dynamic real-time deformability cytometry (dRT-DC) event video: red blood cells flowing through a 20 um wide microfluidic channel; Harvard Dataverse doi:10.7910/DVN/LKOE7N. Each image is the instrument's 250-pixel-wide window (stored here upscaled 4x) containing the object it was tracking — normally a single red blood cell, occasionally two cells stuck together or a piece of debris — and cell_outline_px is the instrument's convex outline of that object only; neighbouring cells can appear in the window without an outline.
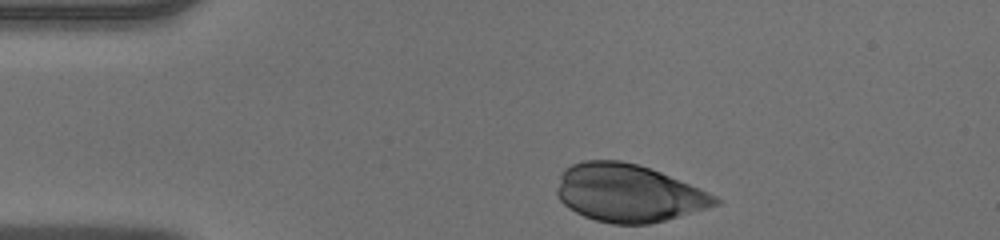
{"species": "human", "species_latin": "Homo sapiens", "temperature_condition": "warm", "stored_images_in_passage": 31, "camera_frame_rate_fps": 3000, "um_per_image_px": 0.085, "donor": {"sex": "male"}, "frame": {"image": 1, "passage_image": 1, "time_ms": 0.0, "image_size_px": [1000, 240], "cell_outline_px": [[724, 200], [720, 204], [664, 220], [648, 224], [612, 224], [596, 220], [584, 216], [568, 208], [560, 200], [556, 192], [556, 188], [560, 176], [564, 168], [572, 164], [584, 160], [620, 160], [636, 164], [660, 172], [708, 192]], "centroid_in_image_um": [53.38, 16.41], "position_along_channel_um": 31.6, "area_um2": 52.94}}
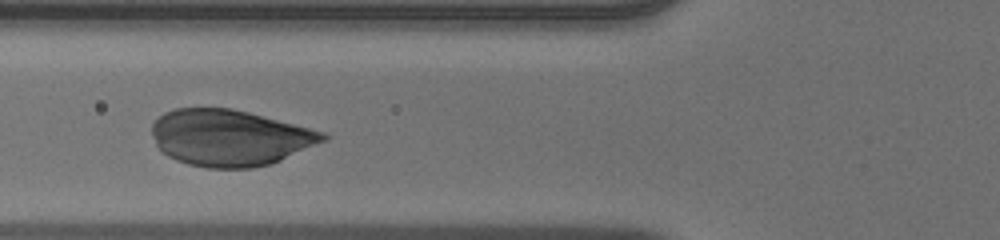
{"frame": {"image": 2, "passage_image": 10, "time_ms": 3.0, "image_size_px": [1000, 240], "cell_outline_px": [[328, 140], [280, 160], [268, 164], [252, 168], [208, 168], [188, 164], [176, 160], [168, 156], [156, 144], [152, 136], [152, 124], [164, 112], [176, 108], [232, 108], [328, 132]], "centroid_in_image_um": [19.56, 11.7], "position_along_channel_um": 106.2, "area_um2": 56.18}}
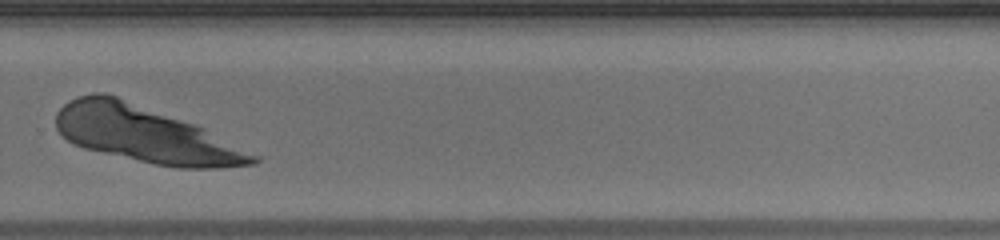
{"frame": {"image": 3, "passage_image": 25, "time_ms": 8.0, "image_size_px": [1000, 240], "cell_outline_px": [[260, 160], [256, 164], [224, 168], [176, 168], [156, 164], [84, 148], [72, 144], [56, 128], [56, 112], [68, 100], [76, 96], [92, 92], [104, 92], [116, 96], [204, 128], [260, 156]], "centroid_in_image_um": [12.35, 11.42], "position_along_channel_um": 317.5, "area_um2": 64.33}}